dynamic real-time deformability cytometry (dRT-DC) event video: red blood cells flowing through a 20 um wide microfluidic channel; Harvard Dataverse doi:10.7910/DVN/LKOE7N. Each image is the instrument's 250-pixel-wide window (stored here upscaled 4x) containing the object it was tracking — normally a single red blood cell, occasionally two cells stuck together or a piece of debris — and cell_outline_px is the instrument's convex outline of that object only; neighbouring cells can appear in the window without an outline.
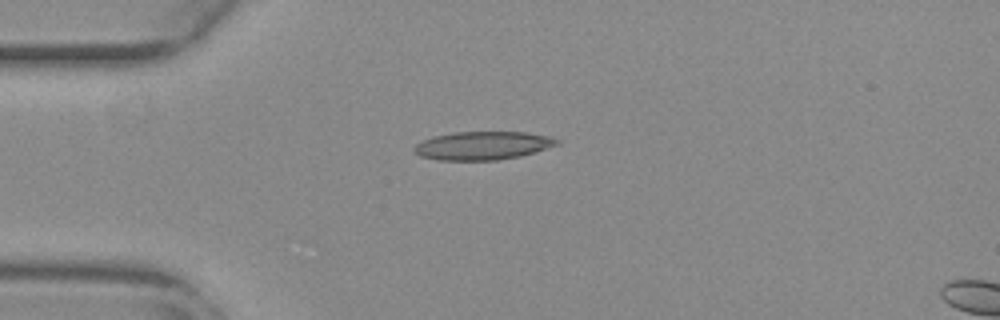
{"species": "common noctule bat (a hibernating species)", "species_latin": "Nyctalus noctula", "temperature_condition": "warm", "stored_images_in_passage": 4, "camera_frame_rate_fps": 3000, "um_per_image_px": 0.085, "animal": {"sex": "female", "body_mass_g": 29.2, "forearm_length_mm": 56.3}, "frame": {"image": 1, "passage_image": 1, "time_ms": 0.0, "image_size_px": [1000, 320], "cell_outline_px": [[560, 144], [520, 156], [496, 160], [440, 160], [420, 156], [412, 148], [420, 140], [432, 136], [452, 132], [524, 132], [552, 136], [560, 140]], "centroid_in_image_um": [41.02, 12.36], "position_along_channel_um": 44.0, "area_um2": 23.7}}